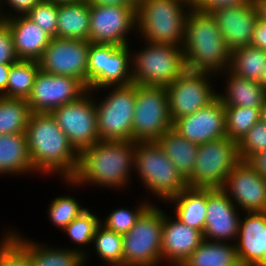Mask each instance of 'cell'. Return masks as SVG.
Wrapping results in <instances>:
<instances>
[{
	"label": "cell",
	"instance_id": "cell-2",
	"mask_svg": "<svg viewBox=\"0 0 266 266\" xmlns=\"http://www.w3.org/2000/svg\"><path fill=\"white\" fill-rule=\"evenodd\" d=\"M25 133L35 172H55L63 179L74 176L79 153L69 143L51 113L31 112Z\"/></svg>",
	"mask_w": 266,
	"mask_h": 266
},
{
	"label": "cell",
	"instance_id": "cell-52",
	"mask_svg": "<svg viewBox=\"0 0 266 266\" xmlns=\"http://www.w3.org/2000/svg\"><path fill=\"white\" fill-rule=\"evenodd\" d=\"M48 1H53L55 3H68V2H77V1H85V0H48Z\"/></svg>",
	"mask_w": 266,
	"mask_h": 266
},
{
	"label": "cell",
	"instance_id": "cell-45",
	"mask_svg": "<svg viewBox=\"0 0 266 266\" xmlns=\"http://www.w3.org/2000/svg\"><path fill=\"white\" fill-rule=\"evenodd\" d=\"M3 1V0H1ZM6 1V2H5ZM3 3H7V5L14 10V14L18 13L17 15H26L31 8H33L35 5H37L39 2L43 0H5Z\"/></svg>",
	"mask_w": 266,
	"mask_h": 266
},
{
	"label": "cell",
	"instance_id": "cell-32",
	"mask_svg": "<svg viewBox=\"0 0 266 266\" xmlns=\"http://www.w3.org/2000/svg\"><path fill=\"white\" fill-rule=\"evenodd\" d=\"M39 70L38 61L18 60L12 63L8 75L7 88L1 96L27 100Z\"/></svg>",
	"mask_w": 266,
	"mask_h": 266
},
{
	"label": "cell",
	"instance_id": "cell-27",
	"mask_svg": "<svg viewBox=\"0 0 266 266\" xmlns=\"http://www.w3.org/2000/svg\"><path fill=\"white\" fill-rule=\"evenodd\" d=\"M35 172L26 133L0 134V174Z\"/></svg>",
	"mask_w": 266,
	"mask_h": 266
},
{
	"label": "cell",
	"instance_id": "cell-43",
	"mask_svg": "<svg viewBox=\"0 0 266 266\" xmlns=\"http://www.w3.org/2000/svg\"><path fill=\"white\" fill-rule=\"evenodd\" d=\"M253 1L254 0H192V5L193 8L198 11L209 13L218 8L236 6Z\"/></svg>",
	"mask_w": 266,
	"mask_h": 266
},
{
	"label": "cell",
	"instance_id": "cell-24",
	"mask_svg": "<svg viewBox=\"0 0 266 266\" xmlns=\"http://www.w3.org/2000/svg\"><path fill=\"white\" fill-rule=\"evenodd\" d=\"M8 234L28 253L32 266H83L86 262V250L68 248H50L16 234L13 230Z\"/></svg>",
	"mask_w": 266,
	"mask_h": 266
},
{
	"label": "cell",
	"instance_id": "cell-40",
	"mask_svg": "<svg viewBox=\"0 0 266 266\" xmlns=\"http://www.w3.org/2000/svg\"><path fill=\"white\" fill-rule=\"evenodd\" d=\"M34 23L42 27L52 38L56 37L58 3L43 0L35 5L26 14Z\"/></svg>",
	"mask_w": 266,
	"mask_h": 266
},
{
	"label": "cell",
	"instance_id": "cell-31",
	"mask_svg": "<svg viewBox=\"0 0 266 266\" xmlns=\"http://www.w3.org/2000/svg\"><path fill=\"white\" fill-rule=\"evenodd\" d=\"M265 64L266 51L245 46L231 52L229 70L239 77L260 83Z\"/></svg>",
	"mask_w": 266,
	"mask_h": 266
},
{
	"label": "cell",
	"instance_id": "cell-20",
	"mask_svg": "<svg viewBox=\"0 0 266 266\" xmlns=\"http://www.w3.org/2000/svg\"><path fill=\"white\" fill-rule=\"evenodd\" d=\"M209 13L216 21L231 52L240 47L251 46L253 31L258 20L254 2L222 7Z\"/></svg>",
	"mask_w": 266,
	"mask_h": 266
},
{
	"label": "cell",
	"instance_id": "cell-7",
	"mask_svg": "<svg viewBox=\"0 0 266 266\" xmlns=\"http://www.w3.org/2000/svg\"><path fill=\"white\" fill-rule=\"evenodd\" d=\"M163 211L151 204L123 237V266H157L162 262Z\"/></svg>",
	"mask_w": 266,
	"mask_h": 266
},
{
	"label": "cell",
	"instance_id": "cell-42",
	"mask_svg": "<svg viewBox=\"0 0 266 266\" xmlns=\"http://www.w3.org/2000/svg\"><path fill=\"white\" fill-rule=\"evenodd\" d=\"M18 60L12 34L4 23L0 24V64H12Z\"/></svg>",
	"mask_w": 266,
	"mask_h": 266
},
{
	"label": "cell",
	"instance_id": "cell-51",
	"mask_svg": "<svg viewBox=\"0 0 266 266\" xmlns=\"http://www.w3.org/2000/svg\"><path fill=\"white\" fill-rule=\"evenodd\" d=\"M260 84L262 85V87L266 91V64L264 66V70H263V73H262V78H261Z\"/></svg>",
	"mask_w": 266,
	"mask_h": 266
},
{
	"label": "cell",
	"instance_id": "cell-44",
	"mask_svg": "<svg viewBox=\"0 0 266 266\" xmlns=\"http://www.w3.org/2000/svg\"><path fill=\"white\" fill-rule=\"evenodd\" d=\"M251 46L266 51V22L258 19L253 31Z\"/></svg>",
	"mask_w": 266,
	"mask_h": 266
},
{
	"label": "cell",
	"instance_id": "cell-39",
	"mask_svg": "<svg viewBox=\"0 0 266 266\" xmlns=\"http://www.w3.org/2000/svg\"><path fill=\"white\" fill-rule=\"evenodd\" d=\"M242 161H248L254 154L266 150V124L261 120L237 142Z\"/></svg>",
	"mask_w": 266,
	"mask_h": 266
},
{
	"label": "cell",
	"instance_id": "cell-9",
	"mask_svg": "<svg viewBox=\"0 0 266 266\" xmlns=\"http://www.w3.org/2000/svg\"><path fill=\"white\" fill-rule=\"evenodd\" d=\"M170 128L172 120L166 88L136 84L132 141H157Z\"/></svg>",
	"mask_w": 266,
	"mask_h": 266
},
{
	"label": "cell",
	"instance_id": "cell-26",
	"mask_svg": "<svg viewBox=\"0 0 266 266\" xmlns=\"http://www.w3.org/2000/svg\"><path fill=\"white\" fill-rule=\"evenodd\" d=\"M223 73H227V86L225 93H219L218 97L224 106L254 107L261 110L266 99V91L260 83L239 77L229 69Z\"/></svg>",
	"mask_w": 266,
	"mask_h": 266
},
{
	"label": "cell",
	"instance_id": "cell-4",
	"mask_svg": "<svg viewBox=\"0 0 266 266\" xmlns=\"http://www.w3.org/2000/svg\"><path fill=\"white\" fill-rule=\"evenodd\" d=\"M192 7V0H138L136 29L143 41L183 47L185 21Z\"/></svg>",
	"mask_w": 266,
	"mask_h": 266
},
{
	"label": "cell",
	"instance_id": "cell-21",
	"mask_svg": "<svg viewBox=\"0 0 266 266\" xmlns=\"http://www.w3.org/2000/svg\"><path fill=\"white\" fill-rule=\"evenodd\" d=\"M246 213L235 244L239 261L242 266H266V211Z\"/></svg>",
	"mask_w": 266,
	"mask_h": 266
},
{
	"label": "cell",
	"instance_id": "cell-23",
	"mask_svg": "<svg viewBox=\"0 0 266 266\" xmlns=\"http://www.w3.org/2000/svg\"><path fill=\"white\" fill-rule=\"evenodd\" d=\"M3 19L12 34L18 59L38 61L52 37L26 15L7 16L4 12Z\"/></svg>",
	"mask_w": 266,
	"mask_h": 266
},
{
	"label": "cell",
	"instance_id": "cell-18",
	"mask_svg": "<svg viewBox=\"0 0 266 266\" xmlns=\"http://www.w3.org/2000/svg\"><path fill=\"white\" fill-rule=\"evenodd\" d=\"M172 128L196 145L224 138L227 136L225 106L217 97L195 113L175 120Z\"/></svg>",
	"mask_w": 266,
	"mask_h": 266
},
{
	"label": "cell",
	"instance_id": "cell-10",
	"mask_svg": "<svg viewBox=\"0 0 266 266\" xmlns=\"http://www.w3.org/2000/svg\"><path fill=\"white\" fill-rule=\"evenodd\" d=\"M129 45L90 43L87 60V89L133 83Z\"/></svg>",
	"mask_w": 266,
	"mask_h": 266
},
{
	"label": "cell",
	"instance_id": "cell-46",
	"mask_svg": "<svg viewBox=\"0 0 266 266\" xmlns=\"http://www.w3.org/2000/svg\"><path fill=\"white\" fill-rule=\"evenodd\" d=\"M247 162L266 179V150L254 154Z\"/></svg>",
	"mask_w": 266,
	"mask_h": 266
},
{
	"label": "cell",
	"instance_id": "cell-1",
	"mask_svg": "<svg viewBox=\"0 0 266 266\" xmlns=\"http://www.w3.org/2000/svg\"><path fill=\"white\" fill-rule=\"evenodd\" d=\"M134 154V141H98L79 152L74 176L64 181L73 186L89 182L88 185L93 183L113 189L125 187L134 168Z\"/></svg>",
	"mask_w": 266,
	"mask_h": 266
},
{
	"label": "cell",
	"instance_id": "cell-6",
	"mask_svg": "<svg viewBox=\"0 0 266 266\" xmlns=\"http://www.w3.org/2000/svg\"><path fill=\"white\" fill-rule=\"evenodd\" d=\"M145 43L147 46L143 50L131 54L134 84L166 87L186 70L182 47Z\"/></svg>",
	"mask_w": 266,
	"mask_h": 266
},
{
	"label": "cell",
	"instance_id": "cell-8",
	"mask_svg": "<svg viewBox=\"0 0 266 266\" xmlns=\"http://www.w3.org/2000/svg\"><path fill=\"white\" fill-rule=\"evenodd\" d=\"M240 161L237 142L227 136L198 145L194 171L186 180L187 186L220 189Z\"/></svg>",
	"mask_w": 266,
	"mask_h": 266
},
{
	"label": "cell",
	"instance_id": "cell-38",
	"mask_svg": "<svg viewBox=\"0 0 266 266\" xmlns=\"http://www.w3.org/2000/svg\"><path fill=\"white\" fill-rule=\"evenodd\" d=\"M151 202L141 203L135 210H128L125 208L116 209L110 214L102 224L109 230H112L118 234H126L137 222L141 214L151 205Z\"/></svg>",
	"mask_w": 266,
	"mask_h": 266
},
{
	"label": "cell",
	"instance_id": "cell-33",
	"mask_svg": "<svg viewBox=\"0 0 266 266\" xmlns=\"http://www.w3.org/2000/svg\"><path fill=\"white\" fill-rule=\"evenodd\" d=\"M31 110L25 99L0 96V134L26 132Z\"/></svg>",
	"mask_w": 266,
	"mask_h": 266
},
{
	"label": "cell",
	"instance_id": "cell-5",
	"mask_svg": "<svg viewBox=\"0 0 266 266\" xmlns=\"http://www.w3.org/2000/svg\"><path fill=\"white\" fill-rule=\"evenodd\" d=\"M134 169L144 186L162 201L167 202L188 187L157 141L135 142Z\"/></svg>",
	"mask_w": 266,
	"mask_h": 266
},
{
	"label": "cell",
	"instance_id": "cell-36",
	"mask_svg": "<svg viewBox=\"0 0 266 266\" xmlns=\"http://www.w3.org/2000/svg\"><path fill=\"white\" fill-rule=\"evenodd\" d=\"M101 220L97 215L86 209L78 217L72 220L63 231L66 232L72 242L81 245L92 243L95 231Z\"/></svg>",
	"mask_w": 266,
	"mask_h": 266
},
{
	"label": "cell",
	"instance_id": "cell-47",
	"mask_svg": "<svg viewBox=\"0 0 266 266\" xmlns=\"http://www.w3.org/2000/svg\"><path fill=\"white\" fill-rule=\"evenodd\" d=\"M90 6H130L132 8H137L138 0H86Z\"/></svg>",
	"mask_w": 266,
	"mask_h": 266
},
{
	"label": "cell",
	"instance_id": "cell-28",
	"mask_svg": "<svg viewBox=\"0 0 266 266\" xmlns=\"http://www.w3.org/2000/svg\"><path fill=\"white\" fill-rule=\"evenodd\" d=\"M167 202L175 205L174 217L185 225L204 232L207 189L187 187Z\"/></svg>",
	"mask_w": 266,
	"mask_h": 266
},
{
	"label": "cell",
	"instance_id": "cell-50",
	"mask_svg": "<svg viewBox=\"0 0 266 266\" xmlns=\"http://www.w3.org/2000/svg\"><path fill=\"white\" fill-rule=\"evenodd\" d=\"M260 120L266 124V99L263 104V107L261 108Z\"/></svg>",
	"mask_w": 266,
	"mask_h": 266
},
{
	"label": "cell",
	"instance_id": "cell-34",
	"mask_svg": "<svg viewBox=\"0 0 266 266\" xmlns=\"http://www.w3.org/2000/svg\"><path fill=\"white\" fill-rule=\"evenodd\" d=\"M261 110L254 107L225 106L226 134L238 142L260 121Z\"/></svg>",
	"mask_w": 266,
	"mask_h": 266
},
{
	"label": "cell",
	"instance_id": "cell-29",
	"mask_svg": "<svg viewBox=\"0 0 266 266\" xmlns=\"http://www.w3.org/2000/svg\"><path fill=\"white\" fill-rule=\"evenodd\" d=\"M157 142L178 172L187 180L194 171L198 145L184 138L173 128L165 132Z\"/></svg>",
	"mask_w": 266,
	"mask_h": 266
},
{
	"label": "cell",
	"instance_id": "cell-16",
	"mask_svg": "<svg viewBox=\"0 0 266 266\" xmlns=\"http://www.w3.org/2000/svg\"><path fill=\"white\" fill-rule=\"evenodd\" d=\"M89 46V41L52 38L38 60L39 68L46 73L75 77L87 87Z\"/></svg>",
	"mask_w": 266,
	"mask_h": 266
},
{
	"label": "cell",
	"instance_id": "cell-41",
	"mask_svg": "<svg viewBox=\"0 0 266 266\" xmlns=\"http://www.w3.org/2000/svg\"><path fill=\"white\" fill-rule=\"evenodd\" d=\"M0 242V266H32L28 253L6 232Z\"/></svg>",
	"mask_w": 266,
	"mask_h": 266
},
{
	"label": "cell",
	"instance_id": "cell-3",
	"mask_svg": "<svg viewBox=\"0 0 266 266\" xmlns=\"http://www.w3.org/2000/svg\"><path fill=\"white\" fill-rule=\"evenodd\" d=\"M183 53L186 69L214 75L229 69L231 51L210 13L191 8L185 21Z\"/></svg>",
	"mask_w": 266,
	"mask_h": 266
},
{
	"label": "cell",
	"instance_id": "cell-14",
	"mask_svg": "<svg viewBox=\"0 0 266 266\" xmlns=\"http://www.w3.org/2000/svg\"><path fill=\"white\" fill-rule=\"evenodd\" d=\"M88 91L77 78L39 70L28 99L31 112L51 113L64 104L78 100Z\"/></svg>",
	"mask_w": 266,
	"mask_h": 266
},
{
	"label": "cell",
	"instance_id": "cell-48",
	"mask_svg": "<svg viewBox=\"0 0 266 266\" xmlns=\"http://www.w3.org/2000/svg\"><path fill=\"white\" fill-rule=\"evenodd\" d=\"M11 64H0V96L6 91Z\"/></svg>",
	"mask_w": 266,
	"mask_h": 266
},
{
	"label": "cell",
	"instance_id": "cell-19",
	"mask_svg": "<svg viewBox=\"0 0 266 266\" xmlns=\"http://www.w3.org/2000/svg\"><path fill=\"white\" fill-rule=\"evenodd\" d=\"M237 206L220 189H207L205 229L203 237L208 241L231 242L237 239L240 217Z\"/></svg>",
	"mask_w": 266,
	"mask_h": 266
},
{
	"label": "cell",
	"instance_id": "cell-35",
	"mask_svg": "<svg viewBox=\"0 0 266 266\" xmlns=\"http://www.w3.org/2000/svg\"><path fill=\"white\" fill-rule=\"evenodd\" d=\"M92 243L96 253L111 266H123V237L100 223Z\"/></svg>",
	"mask_w": 266,
	"mask_h": 266
},
{
	"label": "cell",
	"instance_id": "cell-53",
	"mask_svg": "<svg viewBox=\"0 0 266 266\" xmlns=\"http://www.w3.org/2000/svg\"><path fill=\"white\" fill-rule=\"evenodd\" d=\"M1 0H0V6H1ZM1 8V7H0ZM3 12L1 11V9H0V24H3L4 23V19H3V14H2Z\"/></svg>",
	"mask_w": 266,
	"mask_h": 266
},
{
	"label": "cell",
	"instance_id": "cell-37",
	"mask_svg": "<svg viewBox=\"0 0 266 266\" xmlns=\"http://www.w3.org/2000/svg\"><path fill=\"white\" fill-rule=\"evenodd\" d=\"M77 201L71 196L55 198L48 209L51 223L63 230L72 220L87 209L83 208Z\"/></svg>",
	"mask_w": 266,
	"mask_h": 266
},
{
	"label": "cell",
	"instance_id": "cell-15",
	"mask_svg": "<svg viewBox=\"0 0 266 266\" xmlns=\"http://www.w3.org/2000/svg\"><path fill=\"white\" fill-rule=\"evenodd\" d=\"M136 10L130 6H90L88 41L93 44L129 45L126 36L131 29L137 28Z\"/></svg>",
	"mask_w": 266,
	"mask_h": 266
},
{
	"label": "cell",
	"instance_id": "cell-11",
	"mask_svg": "<svg viewBox=\"0 0 266 266\" xmlns=\"http://www.w3.org/2000/svg\"><path fill=\"white\" fill-rule=\"evenodd\" d=\"M102 102H96L100 140L132 141V125L136 101V84L118 85L111 89Z\"/></svg>",
	"mask_w": 266,
	"mask_h": 266
},
{
	"label": "cell",
	"instance_id": "cell-12",
	"mask_svg": "<svg viewBox=\"0 0 266 266\" xmlns=\"http://www.w3.org/2000/svg\"><path fill=\"white\" fill-rule=\"evenodd\" d=\"M90 94L92 93L88 90L78 100L64 104L51 112L57 125L78 153L101 141L98 134L96 103Z\"/></svg>",
	"mask_w": 266,
	"mask_h": 266
},
{
	"label": "cell",
	"instance_id": "cell-49",
	"mask_svg": "<svg viewBox=\"0 0 266 266\" xmlns=\"http://www.w3.org/2000/svg\"><path fill=\"white\" fill-rule=\"evenodd\" d=\"M257 10L258 19L266 22V0L253 1Z\"/></svg>",
	"mask_w": 266,
	"mask_h": 266
},
{
	"label": "cell",
	"instance_id": "cell-17",
	"mask_svg": "<svg viewBox=\"0 0 266 266\" xmlns=\"http://www.w3.org/2000/svg\"><path fill=\"white\" fill-rule=\"evenodd\" d=\"M246 212L266 211V179L247 162L240 161L228 174L221 188Z\"/></svg>",
	"mask_w": 266,
	"mask_h": 266
},
{
	"label": "cell",
	"instance_id": "cell-30",
	"mask_svg": "<svg viewBox=\"0 0 266 266\" xmlns=\"http://www.w3.org/2000/svg\"><path fill=\"white\" fill-rule=\"evenodd\" d=\"M181 266H242L235 244L203 240Z\"/></svg>",
	"mask_w": 266,
	"mask_h": 266
},
{
	"label": "cell",
	"instance_id": "cell-13",
	"mask_svg": "<svg viewBox=\"0 0 266 266\" xmlns=\"http://www.w3.org/2000/svg\"><path fill=\"white\" fill-rule=\"evenodd\" d=\"M210 75V77H209ZM213 74L185 70L166 86L172 123L207 106L218 97L209 80Z\"/></svg>",
	"mask_w": 266,
	"mask_h": 266
},
{
	"label": "cell",
	"instance_id": "cell-25",
	"mask_svg": "<svg viewBox=\"0 0 266 266\" xmlns=\"http://www.w3.org/2000/svg\"><path fill=\"white\" fill-rule=\"evenodd\" d=\"M90 5L87 1L58 3L56 38L88 41Z\"/></svg>",
	"mask_w": 266,
	"mask_h": 266
},
{
	"label": "cell",
	"instance_id": "cell-22",
	"mask_svg": "<svg viewBox=\"0 0 266 266\" xmlns=\"http://www.w3.org/2000/svg\"><path fill=\"white\" fill-rule=\"evenodd\" d=\"M172 220L163 211L162 261L181 266L204 240L203 233L182 223L176 217Z\"/></svg>",
	"mask_w": 266,
	"mask_h": 266
}]
</instances>
